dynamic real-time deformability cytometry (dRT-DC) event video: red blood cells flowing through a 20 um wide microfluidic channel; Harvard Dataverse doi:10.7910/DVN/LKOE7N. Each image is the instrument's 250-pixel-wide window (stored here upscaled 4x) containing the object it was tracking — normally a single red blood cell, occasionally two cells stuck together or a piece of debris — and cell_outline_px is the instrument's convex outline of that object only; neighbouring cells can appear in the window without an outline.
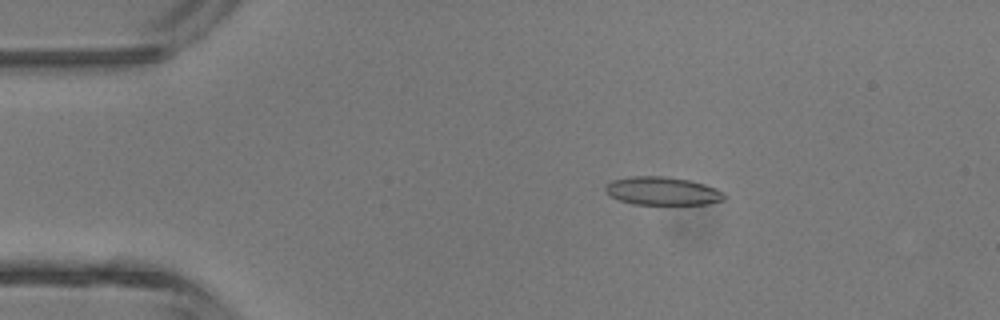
{"species": "common noctule bat (a hibernating species)", "species_latin": "Nyctalus noctula", "temperature_condition": "room temperature", "stored_images_in_passage": 45, "camera_frame_rate_fps": 3000, "um_per_image_px": 0.085, "animal": {"sex": "male", "body_mass_g": 13.3}, "frame": {"image": 1, "passage_image": 8, "time_ms": 2.333, "image_size_px": [1000, 320], "cell_outline_px": [[724, 200], [708, 204], [632, 204], [620, 200], [612, 196], [604, 188], [604, 184], [612, 180], [632, 176], [664, 176], [688, 180], [704, 184], [716, 188], [724, 192]], "centroid_in_image_um": [56.3, 16.23], "position_along_channel_um": 28.7, "area_um2": 19.48}}
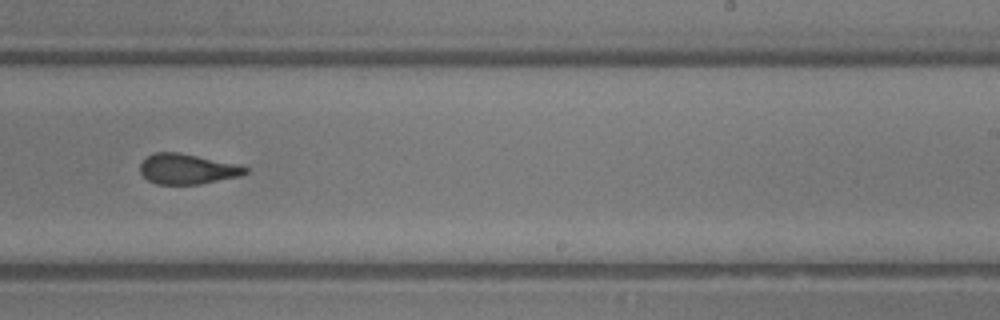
{"frame": {"image": 2, "passage_image": 28, "time_ms": 9.0, "image_size_px": [1000, 320], "cell_outline_px": [[248, 172], [240, 176], [200, 184], [156, 184], [148, 180], [140, 172], [140, 164], [148, 156], [156, 152], [180, 152], [240, 164], [248, 168]], "centroid_in_image_um": [15.95, 14.36], "position_along_channel_um": 273.0, "area_um2": 18.67}}
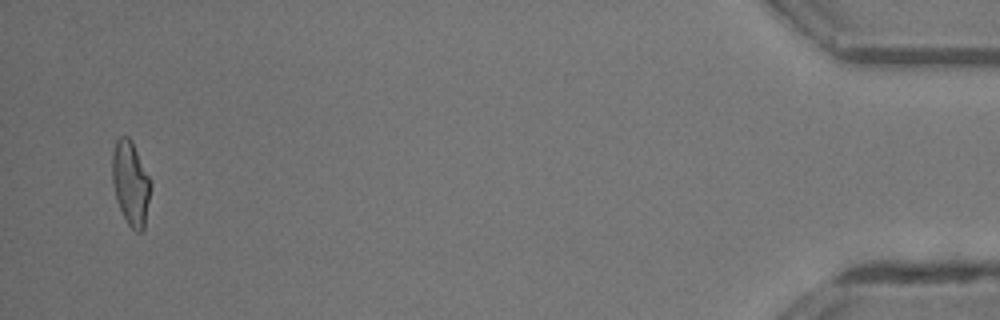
{"frame": {"image": 3, "passage_image": 44, "time_ms": 14.333, "image_size_px": [1000, 320], "cell_outline_px": [[152, 184], [144, 228], [140, 232], [136, 232], [128, 224], [120, 208], [116, 196], [112, 180], [112, 152], [116, 140], [120, 136], [128, 136], [132, 140], [152, 180]], "centroid_in_image_um": [11.13, 15.52], "position_along_channel_um": 424.1, "area_um2": 19.02}, "authors_computed_cell_mechanics": {"area_um2": 19.074, "velocity_mm_per_s": 4.5112, "shape_relaxation_time_tau1_ms": 5.1493, "shape_relaxation_time_tau2_ms": 1.1897, "deformation_change_tau1": 0.1853, "deformation_change_tau2": 0.0998}}